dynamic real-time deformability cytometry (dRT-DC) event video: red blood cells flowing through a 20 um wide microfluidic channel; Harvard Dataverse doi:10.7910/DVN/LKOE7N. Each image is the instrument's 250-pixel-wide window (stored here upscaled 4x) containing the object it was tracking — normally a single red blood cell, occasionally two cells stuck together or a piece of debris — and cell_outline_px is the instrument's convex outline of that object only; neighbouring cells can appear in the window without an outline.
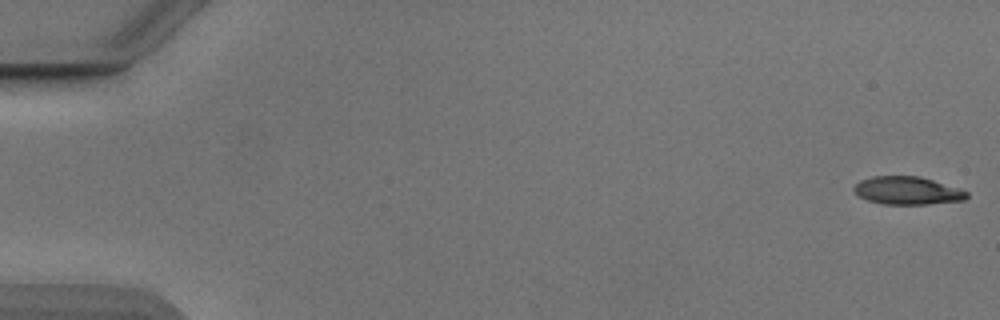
{"species": "Egyptian fruit bat (a non-hibernating species)", "species_latin": "Rousettus aegyptiacus", "temperature_condition": "cold", "stored_images_in_passage": 9, "camera_frame_rate_fps": 3000, "um_per_image_px": 0.085, "animal": {"sex": "male"}, "frame": {"image": 1, "passage_image": 1, "time_ms": 0.0, "image_size_px": [1000, 320], "cell_outline_px": [[968, 196], [964, 200], [928, 204], [884, 204], [868, 200], [860, 196], [852, 188], [860, 180], [872, 176], [920, 176], [960, 188], [968, 192]], "centroid_in_image_um": [77.15, 16.19], "position_along_channel_um": 7.9, "area_um2": 18.32}}